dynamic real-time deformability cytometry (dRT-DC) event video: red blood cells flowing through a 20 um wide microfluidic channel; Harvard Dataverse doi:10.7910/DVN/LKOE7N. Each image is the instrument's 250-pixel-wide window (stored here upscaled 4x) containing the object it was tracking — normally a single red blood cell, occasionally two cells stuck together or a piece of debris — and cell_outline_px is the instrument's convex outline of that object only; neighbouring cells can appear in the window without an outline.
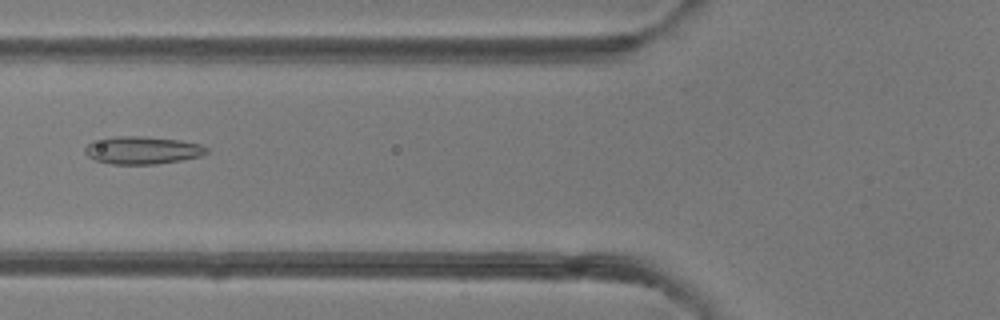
{"species": "common noctule bat (a hibernating species)", "species_latin": "Nyctalus noctula", "temperature_condition": "room temperature", "stored_images_in_passage": 36, "camera_frame_rate_fps": 3000, "um_per_image_px": 0.085, "animal": {"sex": "female"}, "frame": {"image": 1, "passage_image": 6, "time_ms": 1.667, "image_size_px": [1000, 320], "cell_outline_px": [[208, 152], [200, 156], [180, 160], [156, 164], [112, 164], [96, 160], [88, 156], [84, 152], [84, 148], [92, 140], [116, 136], [140, 136], [176, 140], [200, 144], [208, 148]], "centroid_in_image_um": [12.06, 12.77], "position_along_channel_um": 113.7, "area_um2": 19.48}}
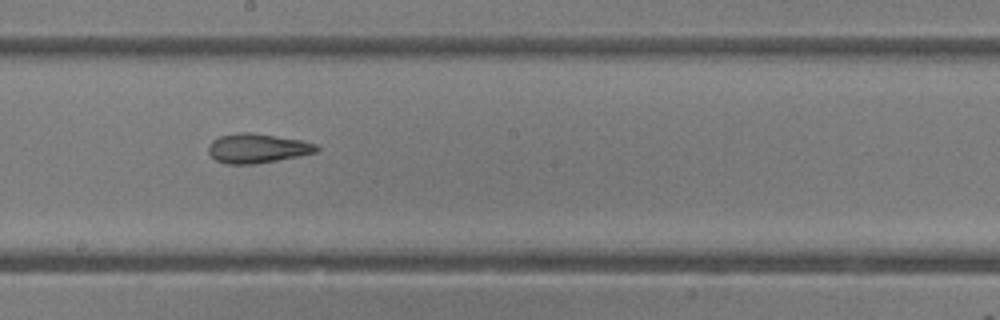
{"frame": {"image": 2, "passage_image": 14, "time_ms": 4.333, "image_size_px": [1000, 320], "cell_outline_px": [[320, 148], [316, 152], [300, 156], [256, 164], [224, 164], [216, 160], [208, 152], [208, 144], [212, 140], [220, 136], [236, 132], [252, 132], [300, 140], [316, 144]], "centroid_in_image_um": [21.85, 12.6], "position_along_channel_um": 226.4, "area_um2": 18.67}}
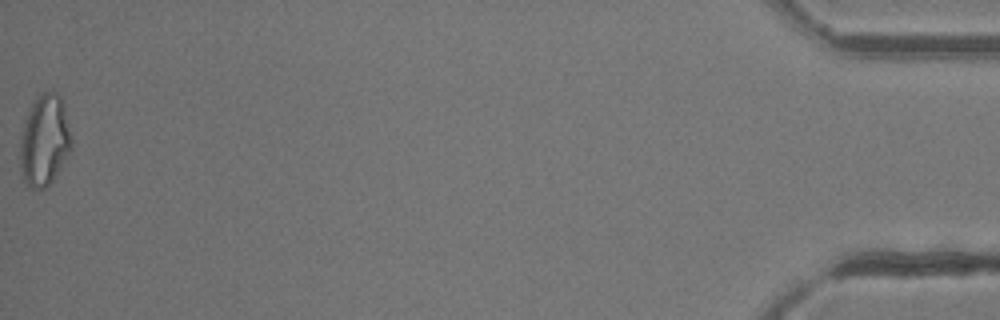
{"frame": {"image": 3, "passage_image": 36, "time_ms": 11.667, "image_size_px": [1000, 320], "cell_outline_px": [[72, 148], [52, 180], [44, 188], [32, 188], [20, 180], [20, 136], [28, 112], [32, 104], [44, 92], [56, 92], [60, 96], [64, 108], [72, 140]], "centroid_in_image_um": [3.75, 11.98], "position_along_channel_um": 431.4, "area_um2": 26.99}, "authors_computed_cell_mechanics": {"area_um2": 19.5075, "velocity_mm_per_s": 4.2071, "shape_relaxation_time_tau1_ms": null, "shape_relaxation_time_tau2_ms": 1.516, "deformation_change_tau1": null, "deformation_change_tau2": 0.0929}}